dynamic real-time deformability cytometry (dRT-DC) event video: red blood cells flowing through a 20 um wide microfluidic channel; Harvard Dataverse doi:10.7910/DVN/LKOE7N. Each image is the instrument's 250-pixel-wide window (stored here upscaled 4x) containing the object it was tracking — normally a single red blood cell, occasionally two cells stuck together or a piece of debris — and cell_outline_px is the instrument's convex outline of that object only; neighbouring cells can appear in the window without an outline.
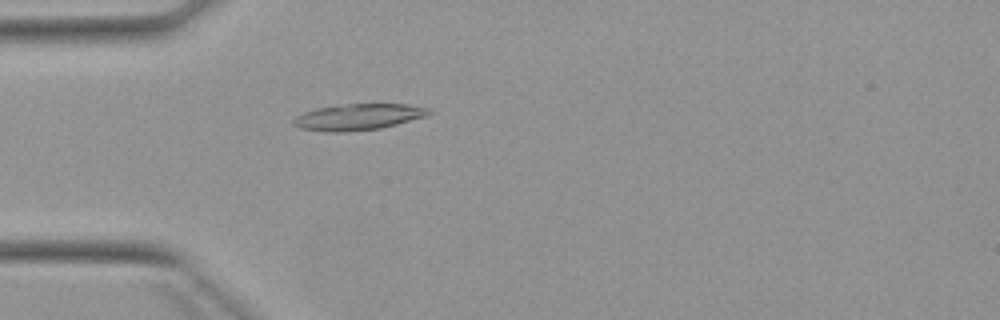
{"species": "Egyptian fruit bat (a non-hibernating species)", "species_latin": "Rousettus aegyptiacus", "temperature_condition": "warm", "stored_images_in_passage": 1, "camera_frame_rate_fps": 3000, "um_per_image_px": 0.085, "animal": {"sex": "female"}, "frame": {"image": 1, "passage_image": 1, "time_ms": 0.0, "image_size_px": [1000, 320], "cell_outline_px": [[432, 112], [424, 116], [396, 124], [380, 128], [344, 132], [328, 132], [300, 128], [292, 124], [292, 120], [296, 116], [304, 112], [316, 108], [344, 104], [408, 104], [428, 108]], "centroid_in_image_um": [30.4, 9.94], "position_along_channel_um": 54.6, "area_um2": 20.52}}